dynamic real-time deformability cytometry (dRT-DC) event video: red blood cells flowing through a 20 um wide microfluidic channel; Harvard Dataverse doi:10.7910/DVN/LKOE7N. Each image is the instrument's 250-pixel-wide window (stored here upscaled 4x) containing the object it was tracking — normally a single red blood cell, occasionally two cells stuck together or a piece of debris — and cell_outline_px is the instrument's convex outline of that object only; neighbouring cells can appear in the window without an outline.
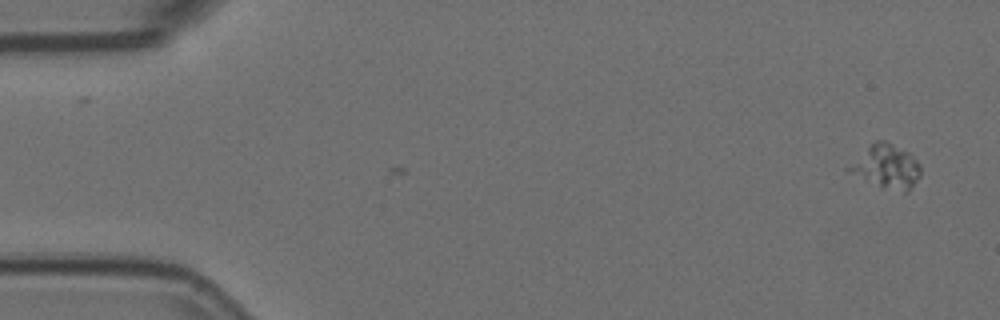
{"species": "Egyptian fruit bat (a non-hibernating species)", "species_latin": "Rousettus aegyptiacus", "temperature_condition": "room temperature", "stored_images_in_passage": 3, "camera_frame_rate_fps": 3000, "um_per_image_px": 0.085, "animal": {"sex": "female"}, "frame": {"image": 1, "passage_image": 1, "time_ms": 0.0, "image_size_px": [1000, 320], "cell_outline_px": [[920, 176], [908, 192], [904, 192], [880, 188], [844, 168], [876, 140], [884, 140], [912, 152], [920, 164]], "centroid_in_image_um": [75.39, 14.16], "position_along_channel_um": 9.6, "area_um2": 18.38}}